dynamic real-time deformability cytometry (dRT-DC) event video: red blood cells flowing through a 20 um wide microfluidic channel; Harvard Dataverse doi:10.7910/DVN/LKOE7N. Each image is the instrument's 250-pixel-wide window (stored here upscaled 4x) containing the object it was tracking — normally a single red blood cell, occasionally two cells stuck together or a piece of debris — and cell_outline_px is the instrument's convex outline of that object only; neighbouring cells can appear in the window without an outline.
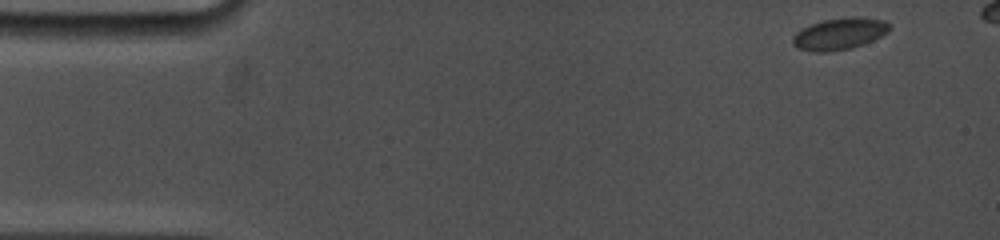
{"species": "common noctule bat (a hibernating species)", "species_latin": "Nyctalus noctula", "temperature_condition": "cold", "stored_images_in_passage": 35, "camera_frame_rate_fps": 5000, "um_per_image_px": 0.085, "animal": {"sex": "female", "body_mass_g": 19.0, "forearm_length_mm": 53.3}, "frame": {"image": 1, "passage_image": 1, "time_ms": 0.0, "image_size_px": [1000, 240], "cell_outline_px": [[892, 28], [888, 32], [864, 44], [848, 48], [828, 52], [812, 52], [796, 48], [792, 44], [792, 36], [796, 32], [812, 24], [824, 20], [852, 16], [884, 20], [892, 24]], "centroid_in_image_um": [71.36, 2.87], "position_along_channel_um": 13.6, "area_um2": 17.92}}
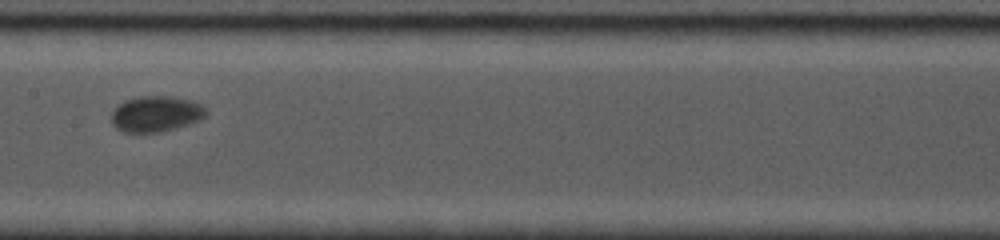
{"frame": {"image": 2, "passage_image": 21, "time_ms": 8.0, "image_size_px": [1000, 240], "cell_outline_px": [[208, 112], [200, 120], [176, 128], [160, 132], [120, 132], [112, 124], [112, 112], [124, 100], [140, 96], [168, 96], [192, 100], [204, 104]], "centroid_in_image_um": [13.28, 9.68], "position_along_channel_um": 194.1, "area_um2": 19.88}}
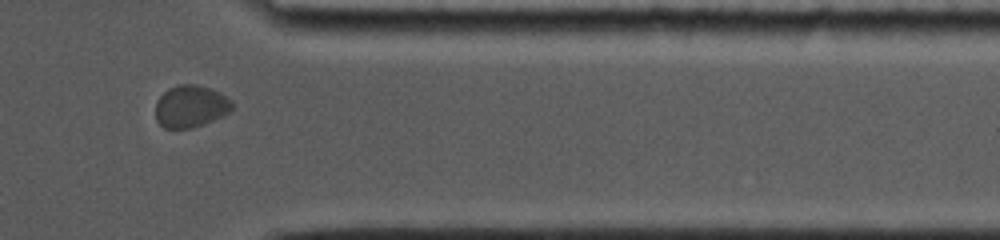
{"frame": {"image": 3, "passage_image": 31, "time_ms": 13.6, "image_size_px": [1000, 240], "cell_outline_px": [[232, 112], [204, 124], [192, 128], [164, 128], [156, 120], [156, 100], [168, 88], [180, 84], [196, 84], [220, 92], [228, 96], [232, 100]], "centroid_in_image_um": [16.23, 9.04], "position_along_channel_um": 395.2, "area_um2": 19.02}}